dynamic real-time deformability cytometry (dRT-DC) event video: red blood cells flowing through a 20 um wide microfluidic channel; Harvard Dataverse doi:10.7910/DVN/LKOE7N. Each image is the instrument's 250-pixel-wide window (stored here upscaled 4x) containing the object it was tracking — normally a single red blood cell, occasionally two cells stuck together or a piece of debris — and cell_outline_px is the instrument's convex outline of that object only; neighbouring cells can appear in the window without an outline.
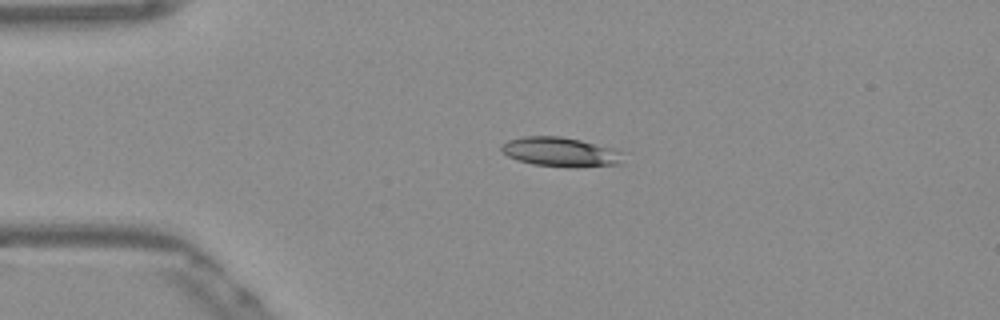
{"species": "Egyptian fruit bat (a non-hibernating species)", "species_latin": "Rousettus aegyptiacus", "temperature_condition": "warm", "stored_images_in_passage": 41, "camera_frame_rate_fps": 3000, "um_per_image_px": 0.085, "frame": {"image": 1, "passage_image": 1, "time_ms": 0.0, "image_size_px": [1000, 320], "cell_outline_px": [[624, 164], [532, 164], [508, 156], [500, 148], [508, 140], [524, 136], [560, 136], [580, 140], [612, 148], [624, 152]], "centroid_in_image_um": [47.65, 12.85], "position_along_channel_um": 37.4, "area_um2": 19.65}}
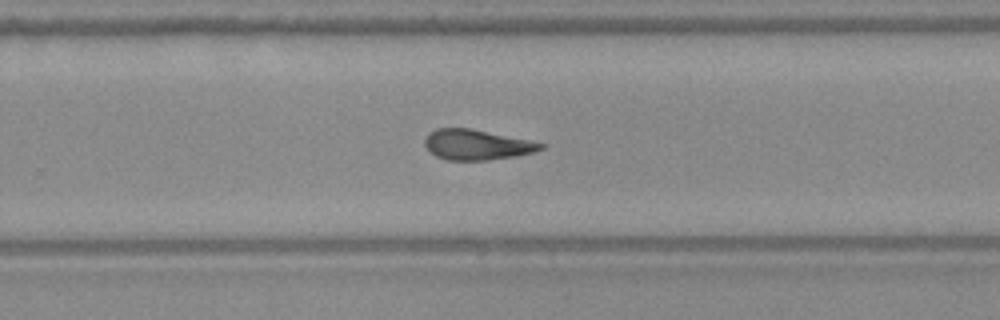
{"frame": {"image": 2, "passage_image": 23, "time_ms": 7.333, "image_size_px": [1000, 320], "cell_outline_px": [[544, 148], [532, 152], [516, 156], [488, 160], [448, 160], [436, 156], [424, 144], [424, 140], [428, 132], [436, 128], [472, 128], [528, 140], [544, 144]], "centroid_in_image_um": [40.49, 12.29], "position_along_channel_um": 289.3, "area_um2": 20.35}}
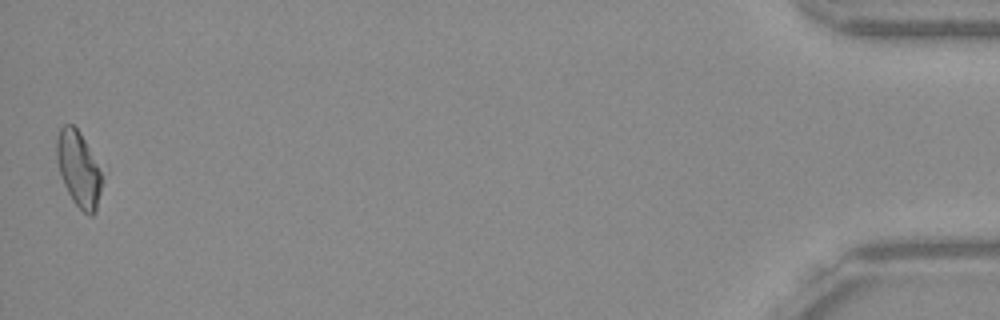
{"frame": {"image": 3, "passage_image": 41, "time_ms": 13.333, "image_size_px": [1000, 320], "cell_outline_px": [[108, 168], [96, 212], [92, 216], [88, 216], [72, 200], [60, 176], [56, 160], [56, 136], [60, 128], [64, 124], [72, 124], [80, 132]], "centroid_in_image_um": [6.8, 14.34], "position_along_channel_um": 428.4, "area_um2": 21.73}, "authors_computed_cell_mechanics": {"area_um2": 20.808, "velocity_mm_per_s": 3.8805, "shape_relaxation_time_tau1_ms": 8.1782, "shape_relaxation_time_tau2_ms": 3.4452, "deformation_change_tau1": 0.2198, "deformation_change_tau2": 0.1408}}